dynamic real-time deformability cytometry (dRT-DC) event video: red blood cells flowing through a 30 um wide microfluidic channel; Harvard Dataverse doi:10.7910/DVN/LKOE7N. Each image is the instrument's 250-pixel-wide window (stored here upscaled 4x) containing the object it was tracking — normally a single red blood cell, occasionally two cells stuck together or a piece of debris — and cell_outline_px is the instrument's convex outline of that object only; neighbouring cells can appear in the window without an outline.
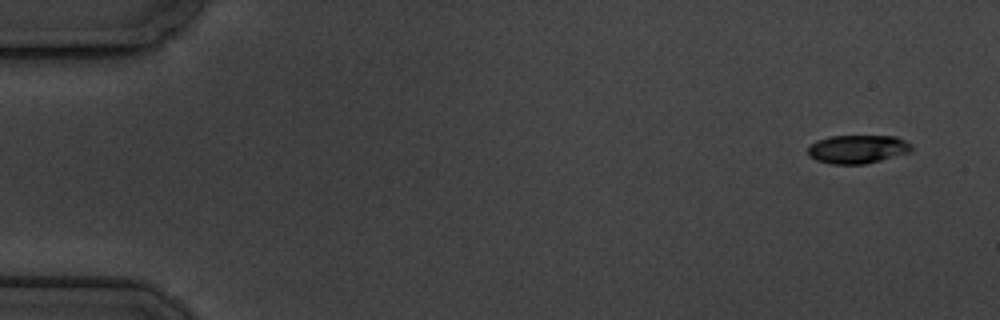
{"species": "common noctule bat (a hibernating species)", "species_latin": "Nyctalus noctula", "temperature_condition": "cold", "stored_images_in_passage": 11, "camera_frame_rate_fps": 3000, "um_per_image_px": 0.085, "animal": {"sex": "male", "body_mass_g": 19.5, "forearm_length_mm": 54.6}, "frame": {"image": 1, "passage_image": 1, "time_ms": 0.0, "image_size_px": [1000, 320], "cell_outline_px": [[912, 148], [908, 152], [880, 160], [864, 164], [832, 164], [816, 160], [808, 156], [808, 148], [816, 140], [832, 136], [896, 136], [912, 144]], "centroid_in_image_um": [72.87, 12.67], "position_along_channel_um": 12.1, "area_um2": 17.05}}
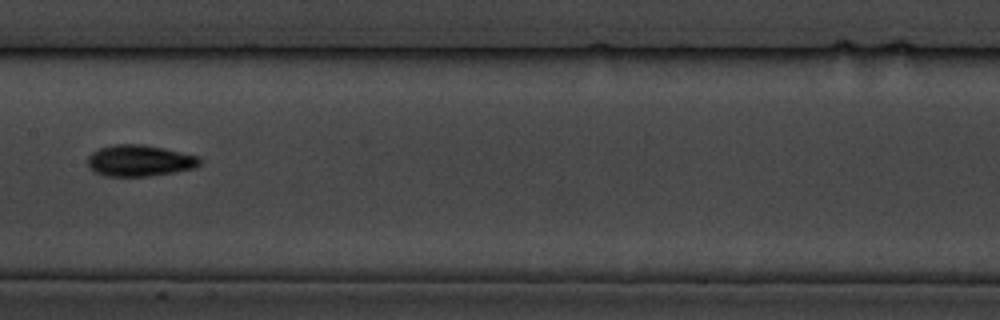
{"frame": {"image": 2, "passage_image": 8, "time_ms": 9.0, "image_size_px": [1000, 320], "cell_outline_px": [[200, 164], [196, 168], [148, 176], [104, 176], [88, 168], [88, 156], [92, 152], [100, 148], [112, 144], [144, 144], [164, 148], [200, 156]], "centroid_in_image_um": [11.86, 13.64], "position_along_channel_um": 195.5, "area_um2": 20.58}}
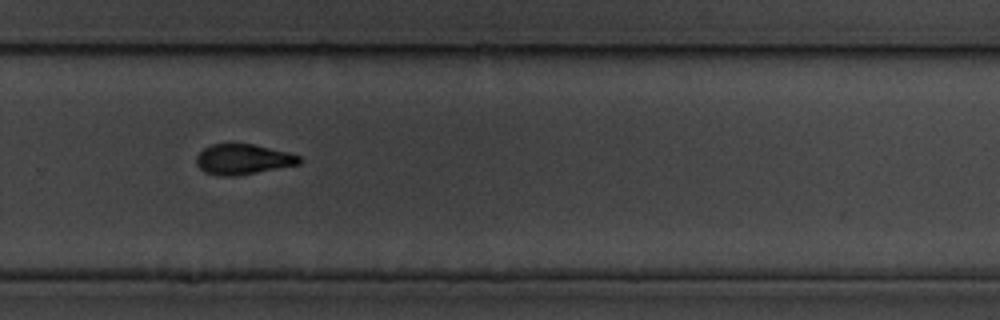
{"frame": {"image": 3, "passage_image": 11, "time_ms": 12.333, "image_size_px": [1000, 320], "cell_outline_px": [[300, 164], [256, 172], [232, 176], [216, 176], [204, 172], [196, 164], [196, 156], [204, 148], [212, 144], [252, 144], [288, 152], [300, 156]], "centroid_in_image_um": [20.62, 13.54], "position_along_channel_um": 309.2, "area_um2": 18.03}}